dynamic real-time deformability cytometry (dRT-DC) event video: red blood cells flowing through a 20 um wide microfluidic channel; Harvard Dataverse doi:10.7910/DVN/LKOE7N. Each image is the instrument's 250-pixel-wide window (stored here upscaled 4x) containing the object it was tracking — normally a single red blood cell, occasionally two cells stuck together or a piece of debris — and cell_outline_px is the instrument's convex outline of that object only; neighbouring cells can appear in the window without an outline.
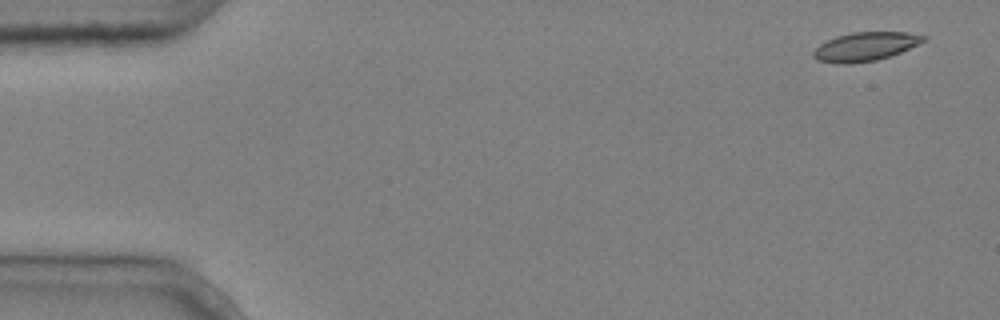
{"species": "common noctule bat (a hibernating species)", "species_latin": "Nyctalus noctula", "temperature_condition": "cold", "stored_images_in_passage": 5, "camera_frame_rate_fps": 3000, "um_per_image_px": 0.085, "animal": {"sex": "male", "body_mass_g": 20.4}, "frame": {"image": 1, "passage_image": 1, "time_ms": 0.0, "image_size_px": [1000, 320], "cell_outline_px": [[928, 40], [900, 52], [876, 60], [848, 64], [840, 64], [816, 60], [812, 56], [812, 52], [820, 44], [836, 36], [852, 32], [908, 32], [928, 36]], "centroid_in_image_um": [73.56, 3.95], "position_along_channel_um": 11.4, "area_um2": 18.5}}
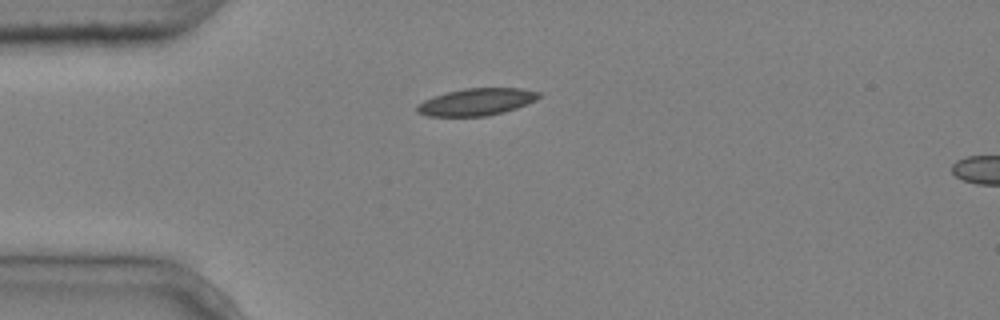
{"frame": {"image": 2, "passage_image": 4, "time_ms": 1.0, "image_size_px": [1000, 320], "cell_outline_px": [[540, 96], [536, 100], [516, 108], [504, 112], [488, 116], [428, 116], [416, 112], [416, 108], [424, 100], [448, 92], [464, 88], [524, 88], [540, 92]], "centroid_in_image_um": [40.54, 8.66], "position_along_channel_um": 44.5, "area_um2": 19.13}}